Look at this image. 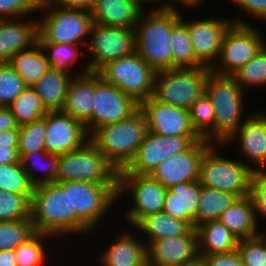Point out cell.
<instances>
[{
	"instance_id": "1",
	"label": "cell",
	"mask_w": 266,
	"mask_h": 266,
	"mask_svg": "<svg viewBox=\"0 0 266 266\" xmlns=\"http://www.w3.org/2000/svg\"><path fill=\"white\" fill-rule=\"evenodd\" d=\"M150 9L148 11L145 8L134 27L135 51L156 72L171 70L173 58L170 34L181 21V10L154 8V5Z\"/></svg>"
},
{
	"instance_id": "2",
	"label": "cell",
	"mask_w": 266,
	"mask_h": 266,
	"mask_svg": "<svg viewBox=\"0 0 266 266\" xmlns=\"http://www.w3.org/2000/svg\"><path fill=\"white\" fill-rule=\"evenodd\" d=\"M118 185L69 181L70 235L95 232L116 205Z\"/></svg>"
},
{
	"instance_id": "3",
	"label": "cell",
	"mask_w": 266,
	"mask_h": 266,
	"mask_svg": "<svg viewBox=\"0 0 266 266\" xmlns=\"http://www.w3.org/2000/svg\"><path fill=\"white\" fill-rule=\"evenodd\" d=\"M147 132L144 113L138 108L123 121L96 128L89 135V140L121 170L135 157Z\"/></svg>"
},
{
	"instance_id": "4",
	"label": "cell",
	"mask_w": 266,
	"mask_h": 266,
	"mask_svg": "<svg viewBox=\"0 0 266 266\" xmlns=\"http://www.w3.org/2000/svg\"><path fill=\"white\" fill-rule=\"evenodd\" d=\"M205 93L215 109L214 143L223 144L249 116L248 113L243 117L247 95L232 76L212 72L206 80Z\"/></svg>"
},
{
	"instance_id": "5",
	"label": "cell",
	"mask_w": 266,
	"mask_h": 266,
	"mask_svg": "<svg viewBox=\"0 0 266 266\" xmlns=\"http://www.w3.org/2000/svg\"><path fill=\"white\" fill-rule=\"evenodd\" d=\"M30 217L35 232L58 239L60 235H70L69 181L35 186Z\"/></svg>"
},
{
	"instance_id": "6",
	"label": "cell",
	"mask_w": 266,
	"mask_h": 266,
	"mask_svg": "<svg viewBox=\"0 0 266 266\" xmlns=\"http://www.w3.org/2000/svg\"><path fill=\"white\" fill-rule=\"evenodd\" d=\"M66 181L118 185L119 170L88 140L80 148L59 155L55 182Z\"/></svg>"
},
{
	"instance_id": "7",
	"label": "cell",
	"mask_w": 266,
	"mask_h": 266,
	"mask_svg": "<svg viewBox=\"0 0 266 266\" xmlns=\"http://www.w3.org/2000/svg\"><path fill=\"white\" fill-rule=\"evenodd\" d=\"M38 42L88 45L93 24L91 12L85 9L60 8L40 2Z\"/></svg>"
},
{
	"instance_id": "8",
	"label": "cell",
	"mask_w": 266,
	"mask_h": 266,
	"mask_svg": "<svg viewBox=\"0 0 266 266\" xmlns=\"http://www.w3.org/2000/svg\"><path fill=\"white\" fill-rule=\"evenodd\" d=\"M216 145L214 143L202 158L198 180L200 185L238 197L249 195L254 170L241 159L233 160L219 155L220 148Z\"/></svg>"
},
{
	"instance_id": "9",
	"label": "cell",
	"mask_w": 266,
	"mask_h": 266,
	"mask_svg": "<svg viewBox=\"0 0 266 266\" xmlns=\"http://www.w3.org/2000/svg\"><path fill=\"white\" fill-rule=\"evenodd\" d=\"M209 67L175 68L155 74L153 97L165 104L189 110L204 93Z\"/></svg>"
},
{
	"instance_id": "10",
	"label": "cell",
	"mask_w": 266,
	"mask_h": 266,
	"mask_svg": "<svg viewBox=\"0 0 266 266\" xmlns=\"http://www.w3.org/2000/svg\"><path fill=\"white\" fill-rule=\"evenodd\" d=\"M96 73L139 105L153 96L156 71L136 51L105 64Z\"/></svg>"
},
{
	"instance_id": "11",
	"label": "cell",
	"mask_w": 266,
	"mask_h": 266,
	"mask_svg": "<svg viewBox=\"0 0 266 266\" xmlns=\"http://www.w3.org/2000/svg\"><path fill=\"white\" fill-rule=\"evenodd\" d=\"M262 35L260 27L254 24L233 23L224 35L219 58L211 68V72L232 76L254 58L266 44L265 36Z\"/></svg>"
},
{
	"instance_id": "12",
	"label": "cell",
	"mask_w": 266,
	"mask_h": 266,
	"mask_svg": "<svg viewBox=\"0 0 266 266\" xmlns=\"http://www.w3.org/2000/svg\"><path fill=\"white\" fill-rule=\"evenodd\" d=\"M166 188L151 175L119 173L117 200L129 193L130 207L124 210L126 223L132 227L143 217L161 212L164 207ZM129 192V193H128Z\"/></svg>"
},
{
	"instance_id": "13",
	"label": "cell",
	"mask_w": 266,
	"mask_h": 266,
	"mask_svg": "<svg viewBox=\"0 0 266 266\" xmlns=\"http://www.w3.org/2000/svg\"><path fill=\"white\" fill-rule=\"evenodd\" d=\"M89 62L79 74L97 72L105 64L130 55L135 51L134 28L92 24L88 42Z\"/></svg>"
},
{
	"instance_id": "14",
	"label": "cell",
	"mask_w": 266,
	"mask_h": 266,
	"mask_svg": "<svg viewBox=\"0 0 266 266\" xmlns=\"http://www.w3.org/2000/svg\"><path fill=\"white\" fill-rule=\"evenodd\" d=\"M240 15L236 18H203L185 19L181 12V21L187 26L189 36L197 60L204 66L212 68L217 62L224 35L233 24H253L249 23ZM245 20V21H244Z\"/></svg>"
},
{
	"instance_id": "15",
	"label": "cell",
	"mask_w": 266,
	"mask_h": 266,
	"mask_svg": "<svg viewBox=\"0 0 266 266\" xmlns=\"http://www.w3.org/2000/svg\"><path fill=\"white\" fill-rule=\"evenodd\" d=\"M199 136H161L147 132L135 157L119 173L151 175L166 158L188 150Z\"/></svg>"
},
{
	"instance_id": "16",
	"label": "cell",
	"mask_w": 266,
	"mask_h": 266,
	"mask_svg": "<svg viewBox=\"0 0 266 266\" xmlns=\"http://www.w3.org/2000/svg\"><path fill=\"white\" fill-rule=\"evenodd\" d=\"M213 144L205 139L195 142L188 150L163 160L151 176L166 189L179 183L198 181L202 158Z\"/></svg>"
},
{
	"instance_id": "17",
	"label": "cell",
	"mask_w": 266,
	"mask_h": 266,
	"mask_svg": "<svg viewBox=\"0 0 266 266\" xmlns=\"http://www.w3.org/2000/svg\"><path fill=\"white\" fill-rule=\"evenodd\" d=\"M258 111L250 112L239 128L226 139L224 145L218 144V147L222 146L224 149L225 145H235V142H239L237 147L240 156L243 155L246 159H243V162L248 163L254 171L266 170V112ZM249 162L255 166L249 165Z\"/></svg>"
},
{
	"instance_id": "18",
	"label": "cell",
	"mask_w": 266,
	"mask_h": 266,
	"mask_svg": "<svg viewBox=\"0 0 266 266\" xmlns=\"http://www.w3.org/2000/svg\"><path fill=\"white\" fill-rule=\"evenodd\" d=\"M199 260L195 228L185 235L155 240L147 246L148 266H199Z\"/></svg>"
},
{
	"instance_id": "19",
	"label": "cell",
	"mask_w": 266,
	"mask_h": 266,
	"mask_svg": "<svg viewBox=\"0 0 266 266\" xmlns=\"http://www.w3.org/2000/svg\"><path fill=\"white\" fill-rule=\"evenodd\" d=\"M138 108L139 104L131 97L101 80L92 96V132L101 126L123 121Z\"/></svg>"
},
{
	"instance_id": "20",
	"label": "cell",
	"mask_w": 266,
	"mask_h": 266,
	"mask_svg": "<svg viewBox=\"0 0 266 266\" xmlns=\"http://www.w3.org/2000/svg\"><path fill=\"white\" fill-rule=\"evenodd\" d=\"M139 108L144 113L147 129L161 136H198L192 129L189 110L162 103L153 96Z\"/></svg>"
},
{
	"instance_id": "21",
	"label": "cell",
	"mask_w": 266,
	"mask_h": 266,
	"mask_svg": "<svg viewBox=\"0 0 266 266\" xmlns=\"http://www.w3.org/2000/svg\"><path fill=\"white\" fill-rule=\"evenodd\" d=\"M89 140L85 125L62 111L46 113L45 148L50 154H65Z\"/></svg>"
},
{
	"instance_id": "22",
	"label": "cell",
	"mask_w": 266,
	"mask_h": 266,
	"mask_svg": "<svg viewBox=\"0 0 266 266\" xmlns=\"http://www.w3.org/2000/svg\"><path fill=\"white\" fill-rule=\"evenodd\" d=\"M101 81L96 72L77 74L69 83L63 113L81 121L88 135L92 133V96Z\"/></svg>"
},
{
	"instance_id": "23",
	"label": "cell",
	"mask_w": 266,
	"mask_h": 266,
	"mask_svg": "<svg viewBox=\"0 0 266 266\" xmlns=\"http://www.w3.org/2000/svg\"><path fill=\"white\" fill-rule=\"evenodd\" d=\"M29 17L26 22L24 17L0 19V63H9L17 52L38 41V20Z\"/></svg>"
},
{
	"instance_id": "24",
	"label": "cell",
	"mask_w": 266,
	"mask_h": 266,
	"mask_svg": "<svg viewBox=\"0 0 266 266\" xmlns=\"http://www.w3.org/2000/svg\"><path fill=\"white\" fill-rule=\"evenodd\" d=\"M98 256L100 266H148L147 245L138 233L124 231ZM137 234V236H136ZM135 235V236H134ZM142 241V242H141Z\"/></svg>"
},
{
	"instance_id": "25",
	"label": "cell",
	"mask_w": 266,
	"mask_h": 266,
	"mask_svg": "<svg viewBox=\"0 0 266 266\" xmlns=\"http://www.w3.org/2000/svg\"><path fill=\"white\" fill-rule=\"evenodd\" d=\"M144 7L141 0H94L90 12L94 23L134 28Z\"/></svg>"
},
{
	"instance_id": "26",
	"label": "cell",
	"mask_w": 266,
	"mask_h": 266,
	"mask_svg": "<svg viewBox=\"0 0 266 266\" xmlns=\"http://www.w3.org/2000/svg\"><path fill=\"white\" fill-rule=\"evenodd\" d=\"M199 181L179 183L166 190L163 212L187 222L194 228V219L200 201Z\"/></svg>"
},
{
	"instance_id": "27",
	"label": "cell",
	"mask_w": 266,
	"mask_h": 266,
	"mask_svg": "<svg viewBox=\"0 0 266 266\" xmlns=\"http://www.w3.org/2000/svg\"><path fill=\"white\" fill-rule=\"evenodd\" d=\"M219 221L228 228L238 239H247L258 236L259 222L255 217L253 204L249 195L238 199L221 214Z\"/></svg>"
},
{
	"instance_id": "28",
	"label": "cell",
	"mask_w": 266,
	"mask_h": 266,
	"mask_svg": "<svg viewBox=\"0 0 266 266\" xmlns=\"http://www.w3.org/2000/svg\"><path fill=\"white\" fill-rule=\"evenodd\" d=\"M196 230L199 256L230 253L237 250L239 240L219 220L203 223Z\"/></svg>"
},
{
	"instance_id": "29",
	"label": "cell",
	"mask_w": 266,
	"mask_h": 266,
	"mask_svg": "<svg viewBox=\"0 0 266 266\" xmlns=\"http://www.w3.org/2000/svg\"><path fill=\"white\" fill-rule=\"evenodd\" d=\"M72 76V77H71ZM74 75L51 67L31 87L41 97L48 111H61L64 107L67 89Z\"/></svg>"
},
{
	"instance_id": "30",
	"label": "cell",
	"mask_w": 266,
	"mask_h": 266,
	"mask_svg": "<svg viewBox=\"0 0 266 266\" xmlns=\"http://www.w3.org/2000/svg\"><path fill=\"white\" fill-rule=\"evenodd\" d=\"M132 228L138 229L140 234H146L145 242L148 246L155 240L185 235L192 227L187 222L161 211L141 218Z\"/></svg>"
},
{
	"instance_id": "31",
	"label": "cell",
	"mask_w": 266,
	"mask_h": 266,
	"mask_svg": "<svg viewBox=\"0 0 266 266\" xmlns=\"http://www.w3.org/2000/svg\"><path fill=\"white\" fill-rule=\"evenodd\" d=\"M27 86L34 85L49 69L47 56L37 41L31 47L17 52L9 62Z\"/></svg>"
},
{
	"instance_id": "32",
	"label": "cell",
	"mask_w": 266,
	"mask_h": 266,
	"mask_svg": "<svg viewBox=\"0 0 266 266\" xmlns=\"http://www.w3.org/2000/svg\"><path fill=\"white\" fill-rule=\"evenodd\" d=\"M238 196L225 191L201 186L200 201L194 219V228L208 221L219 220L236 200Z\"/></svg>"
},
{
	"instance_id": "33",
	"label": "cell",
	"mask_w": 266,
	"mask_h": 266,
	"mask_svg": "<svg viewBox=\"0 0 266 266\" xmlns=\"http://www.w3.org/2000/svg\"><path fill=\"white\" fill-rule=\"evenodd\" d=\"M20 162L35 186L55 182L58 172L59 155L50 154L47 151H37L23 154L20 157Z\"/></svg>"
},
{
	"instance_id": "34",
	"label": "cell",
	"mask_w": 266,
	"mask_h": 266,
	"mask_svg": "<svg viewBox=\"0 0 266 266\" xmlns=\"http://www.w3.org/2000/svg\"><path fill=\"white\" fill-rule=\"evenodd\" d=\"M170 46L175 68H197L203 65L197 60L187 26L180 21L170 34Z\"/></svg>"
},
{
	"instance_id": "35",
	"label": "cell",
	"mask_w": 266,
	"mask_h": 266,
	"mask_svg": "<svg viewBox=\"0 0 266 266\" xmlns=\"http://www.w3.org/2000/svg\"><path fill=\"white\" fill-rule=\"evenodd\" d=\"M8 108L18 126H23L42 118L48 110L42 103L41 97L28 86Z\"/></svg>"
},
{
	"instance_id": "36",
	"label": "cell",
	"mask_w": 266,
	"mask_h": 266,
	"mask_svg": "<svg viewBox=\"0 0 266 266\" xmlns=\"http://www.w3.org/2000/svg\"><path fill=\"white\" fill-rule=\"evenodd\" d=\"M50 237L55 238L49 234L35 232L25 242L21 243L14 250L17 266H46L48 262L45 261L50 252L47 253L48 245H44V243L47 239L51 240Z\"/></svg>"
},
{
	"instance_id": "37",
	"label": "cell",
	"mask_w": 266,
	"mask_h": 266,
	"mask_svg": "<svg viewBox=\"0 0 266 266\" xmlns=\"http://www.w3.org/2000/svg\"><path fill=\"white\" fill-rule=\"evenodd\" d=\"M189 115L195 133L201 139L214 142L215 109L206 93L191 105Z\"/></svg>"
},
{
	"instance_id": "38",
	"label": "cell",
	"mask_w": 266,
	"mask_h": 266,
	"mask_svg": "<svg viewBox=\"0 0 266 266\" xmlns=\"http://www.w3.org/2000/svg\"><path fill=\"white\" fill-rule=\"evenodd\" d=\"M39 43L47 56L51 68L68 74H74V76H76L75 72L70 73L72 69L71 66L73 67V65L79 62L78 57H81L82 55L86 56V54L83 53L84 51L79 50L80 47H86H83L82 45L66 43Z\"/></svg>"
},
{
	"instance_id": "39",
	"label": "cell",
	"mask_w": 266,
	"mask_h": 266,
	"mask_svg": "<svg viewBox=\"0 0 266 266\" xmlns=\"http://www.w3.org/2000/svg\"><path fill=\"white\" fill-rule=\"evenodd\" d=\"M34 188L21 162L0 164V190L25 195L31 201Z\"/></svg>"
},
{
	"instance_id": "40",
	"label": "cell",
	"mask_w": 266,
	"mask_h": 266,
	"mask_svg": "<svg viewBox=\"0 0 266 266\" xmlns=\"http://www.w3.org/2000/svg\"><path fill=\"white\" fill-rule=\"evenodd\" d=\"M232 77L245 92L251 87H266V44L254 58L237 70Z\"/></svg>"
},
{
	"instance_id": "41",
	"label": "cell",
	"mask_w": 266,
	"mask_h": 266,
	"mask_svg": "<svg viewBox=\"0 0 266 266\" xmlns=\"http://www.w3.org/2000/svg\"><path fill=\"white\" fill-rule=\"evenodd\" d=\"M46 114L39 120L19 126L18 155L46 151Z\"/></svg>"
},
{
	"instance_id": "42",
	"label": "cell",
	"mask_w": 266,
	"mask_h": 266,
	"mask_svg": "<svg viewBox=\"0 0 266 266\" xmlns=\"http://www.w3.org/2000/svg\"><path fill=\"white\" fill-rule=\"evenodd\" d=\"M35 233L31 217L0 222V251L15 250Z\"/></svg>"
},
{
	"instance_id": "43",
	"label": "cell",
	"mask_w": 266,
	"mask_h": 266,
	"mask_svg": "<svg viewBox=\"0 0 266 266\" xmlns=\"http://www.w3.org/2000/svg\"><path fill=\"white\" fill-rule=\"evenodd\" d=\"M30 206L25 195L0 190V222L30 218Z\"/></svg>"
},
{
	"instance_id": "44",
	"label": "cell",
	"mask_w": 266,
	"mask_h": 266,
	"mask_svg": "<svg viewBox=\"0 0 266 266\" xmlns=\"http://www.w3.org/2000/svg\"><path fill=\"white\" fill-rule=\"evenodd\" d=\"M27 87L10 63H0V106L8 107Z\"/></svg>"
},
{
	"instance_id": "45",
	"label": "cell",
	"mask_w": 266,
	"mask_h": 266,
	"mask_svg": "<svg viewBox=\"0 0 266 266\" xmlns=\"http://www.w3.org/2000/svg\"><path fill=\"white\" fill-rule=\"evenodd\" d=\"M237 252L244 266H266V233L239 240Z\"/></svg>"
},
{
	"instance_id": "46",
	"label": "cell",
	"mask_w": 266,
	"mask_h": 266,
	"mask_svg": "<svg viewBox=\"0 0 266 266\" xmlns=\"http://www.w3.org/2000/svg\"><path fill=\"white\" fill-rule=\"evenodd\" d=\"M249 197L251 198L255 217L259 222L266 219V170L254 171L249 190ZM260 218L258 219V217Z\"/></svg>"
},
{
	"instance_id": "47",
	"label": "cell",
	"mask_w": 266,
	"mask_h": 266,
	"mask_svg": "<svg viewBox=\"0 0 266 266\" xmlns=\"http://www.w3.org/2000/svg\"><path fill=\"white\" fill-rule=\"evenodd\" d=\"M40 2L41 0H0V19L26 18L28 14L39 13Z\"/></svg>"
},
{
	"instance_id": "48",
	"label": "cell",
	"mask_w": 266,
	"mask_h": 266,
	"mask_svg": "<svg viewBox=\"0 0 266 266\" xmlns=\"http://www.w3.org/2000/svg\"><path fill=\"white\" fill-rule=\"evenodd\" d=\"M199 266H244L237 250L230 253L199 256Z\"/></svg>"
},
{
	"instance_id": "49",
	"label": "cell",
	"mask_w": 266,
	"mask_h": 266,
	"mask_svg": "<svg viewBox=\"0 0 266 266\" xmlns=\"http://www.w3.org/2000/svg\"><path fill=\"white\" fill-rule=\"evenodd\" d=\"M229 2L237 5L240 13H245L254 20L266 22V0H230Z\"/></svg>"
},
{
	"instance_id": "50",
	"label": "cell",
	"mask_w": 266,
	"mask_h": 266,
	"mask_svg": "<svg viewBox=\"0 0 266 266\" xmlns=\"http://www.w3.org/2000/svg\"><path fill=\"white\" fill-rule=\"evenodd\" d=\"M41 3L60 8L85 9L90 11L94 0H41Z\"/></svg>"
},
{
	"instance_id": "51",
	"label": "cell",
	"mask_w": 266,
	"mask_h": 266,
	"mask_svg": "<svg viewBox=\"0 0 266 266\" xmlns=\"http://www.w3.org/2000/svg\"><path fill=\"white\" fill-rule=\"evenodd\" d=\"M20 162L18 147L0 145V164H12Z\"/></svg>"
},
{
	"instance_id": "52",
	"label": "cell",
	"mask_w": 266,
	"mask_h": 266,
	"mask_svg": "<svg viewBox=\"0 0 266 266\" xmlns=\"http://www.w3.org/2000/svg\"><path fill=\"white\" fill-rule=\"evenodd\" d=\"M19 129L14 116L8 107L0 106V131Z\"/></svg>"
},
{
	"instance_id": "53",
	"label": "cell",
	"mask_w": 266,
	"mask_h": 266,
	"mask_svg": "<svg viewBox=\"0 0 266 266\" xmlns=\"http://www.w3.org/2000/svg\"><path fill=\"white\" fill-rule=\"evenodd\" d=\"M19 129L0 131V145H9V147H18Z\"/></svg>"
},
{
	"instance_id": "54",
	"label": "cell",
	"mask_w": 266,
	"mask_h": 266,
	"mask_svg": "<svg viewBox=\"0 0 266 266\" xmlns=\"http://www.w3.org/2000/svg\"><path fill=\"white\" fill-rule=\"evenodd\" d=\"M203 1L206 0H173L166 8H171V9H178L177 6L175 5H182V8L186 7L187 9H192L196 10L199 6L203 5ZM179 3V4H177Z\"/></svg>"
},
{
	"instance_id": "55",
	"label": "cell",
	"mask_w": 266,
	"mask_h": 266,
	"mask_svg": "<svg viewBox=\"0 0 266 266\" xmlns=\"http://www.w3.org/2000/svg\"><path fill=\"white\" fill-rule=\"evenodd\" d=\"M0 266H17L14 250L0 251Z\"/></svg>"
},
{
	"instance_id": "56",
	"label": "cell",
	"mask_w": 266,
	"mask_h": 266,
	"mask_svg": "<svg viewBox=\"0 0 266 266\" xmlns=\"http://www.w3.org/2000/svg\"><path fill=\"white\" fill-rule=\"evenodd\" d=\"M142 1V3L146 6H148V4L149 3H151L152 5H153V2L155 3V2H158L157 3V7H161V8H163V7H167L173 0H141ZM161 1V4L159 3ZM163 1H165V2H163ZM146 3V4H145ZM158 4H159V6H158Z\"/></svg>"
}]
</instances>
